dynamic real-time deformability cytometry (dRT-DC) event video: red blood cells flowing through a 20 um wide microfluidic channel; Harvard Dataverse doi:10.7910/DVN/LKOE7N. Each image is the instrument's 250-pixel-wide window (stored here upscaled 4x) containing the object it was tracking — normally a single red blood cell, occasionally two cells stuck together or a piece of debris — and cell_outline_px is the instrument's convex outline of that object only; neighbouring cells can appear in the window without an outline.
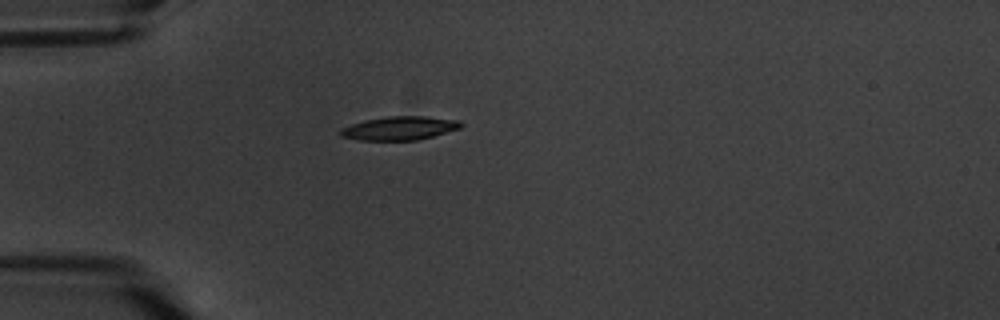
{"species": "common noctule bat (a hibernating species)", "species_latin": "Nyctalus noctula", "temperature_condition": "warm", "stored_images_in_passage": 6, "camera_frame_rate_fps": 3000, "um_per_image_px": 0.085, "animal": {"sex": "male", "body_mass_g": 20.1, "forearm_length_mm": 53.5}, "frame": {"image": 1, "passage_image": 6, "time_ms": 6.0, "image_size_px": [1000, 320], "cell_outline_px": [[464, 124], [460, 128], [432, 136], [416, 140], [360, 140], [340, 136], [340, 128], [364, 120], [388, 116], [424, 116], [460, 120]], "centroid_in_image_um": [33.96, 10.89], "position_along_channel_um": 51.0, "area_um2": 16.53}}